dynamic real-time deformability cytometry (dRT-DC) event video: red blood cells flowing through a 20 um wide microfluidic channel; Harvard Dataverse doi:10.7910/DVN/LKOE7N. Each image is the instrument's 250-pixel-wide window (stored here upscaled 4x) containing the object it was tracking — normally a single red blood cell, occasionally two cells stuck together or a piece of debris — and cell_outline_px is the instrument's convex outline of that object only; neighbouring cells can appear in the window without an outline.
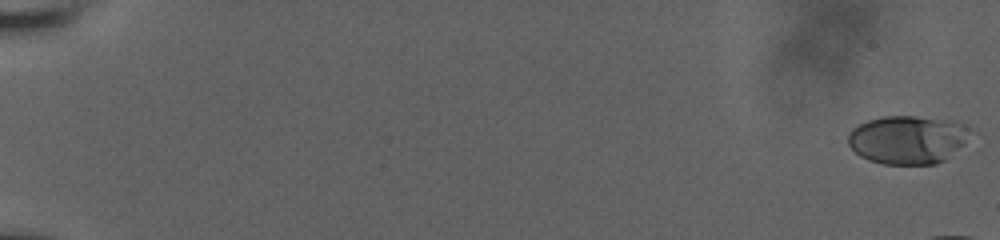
{"species": "human", "species_latin": "Homo sapiens", "temperature_condition": "room temperature", "stored_images_in_passage": 18, "camera_frame_rate_fps": 3000, "um_per_image_px": 0.085, "donor": {"sex": "male"}, "frame": {"image": 1, "passage_image": 1, "time_ms": 0.0, "image_size_px": [1000, 240], "cell_outline_px": [[972, 128], [964, 144], [944, 160], [936, 164], [884, 164], [868, 160], [860, 156], [848, 144], [848, 136], [852, 128], [868, 120], [884, 116], [916, 116], [952, 120]], "centroid_in_image_um": [77.16, 11.86], "position_along_channel_um": 7.8, "area_um2": 34.45}}
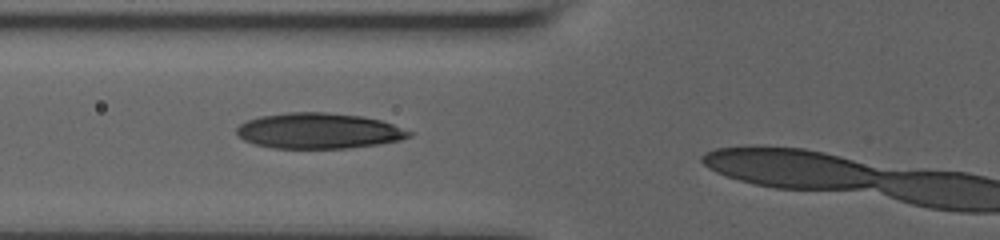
{"frame": {"image": 2, "passage_image": 15, "time_ms": 8.333, "image_size_px": [1000, 240], "cell_outline_px": [[416, 132], [412, 136], [400, 140], [380, 144], [348, 148], [272, 148], [256, 144], [244, 140], [236, 132], [236, 128], [240, 124], [248, 120], [260, 116], [288, 112], [324, 112], [364, 116], [380, 120]], "centroid_in_image_um": [27.14, 11.12], "position_along_channel_um": 98.7, "area_um2": 35.95}}
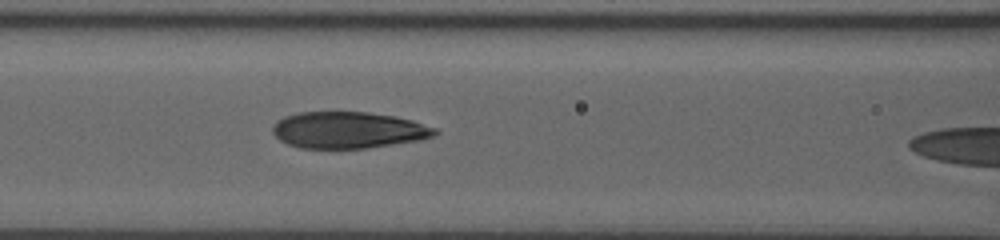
{"frame": {"image": 3, "passage_image": 17, "time_ms": 9.333, "image_size_px": [1000, 240], "cell_outline_px": [[440, 132], [432, 136], [420, 140], [368, 148], [300, 148], [288, 144], [280, 140], [272, 132], [272, 128], [284, 116], [300, 112], [368, 112], [396, 116], [412, 120], [436, 128]], "centroid_in_image_um": [29.64, 11.05], "position_along_channel_um": 137.0, "area_um2": 34.51}}